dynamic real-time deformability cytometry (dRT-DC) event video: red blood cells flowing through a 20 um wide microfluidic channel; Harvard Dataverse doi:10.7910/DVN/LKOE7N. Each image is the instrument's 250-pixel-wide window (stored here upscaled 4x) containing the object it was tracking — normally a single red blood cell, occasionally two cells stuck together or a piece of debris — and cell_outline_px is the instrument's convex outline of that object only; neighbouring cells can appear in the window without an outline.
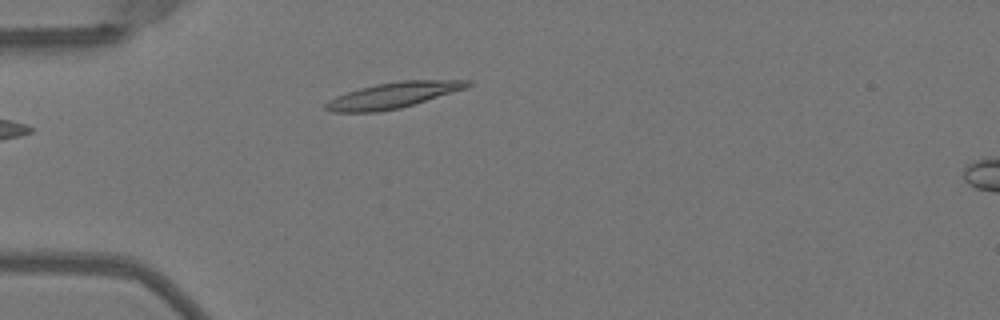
{"species": "Egyptian fruit bat (a non-hibernating species)", "species_latin": "Rousettus aegyptiacus", "temperature_condition": "warm", "stored_images_in_passage": 37, "camera_frame_rate_fps": 3000, "um_per_image_px": 0.085, "animal": {"sex": "female"}, "frame": {"image": 1, "passage_image": 1, "time_ms": 0.0, "image_size_px": [1000, 320], "cell_outline_px": [[472, 84], [468, 88], [400, 108], [376, 112], [332, 112], [324, 108], [324, 104], [328, 100], [336, 96], [360, 88], [376, 84], [400, 80], [472, 80]], "centroid_in_image_um": [33.43, 8.09], "position_along_channel_um": 51.6, "area_um2": 21.33}}
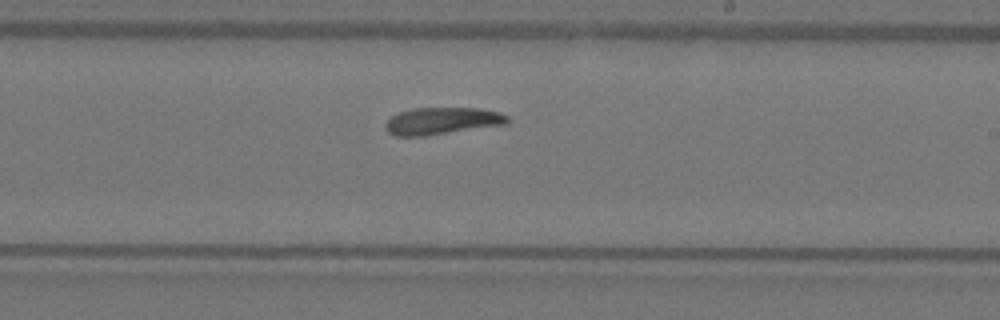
{"frame": {"image": 2, "passage_image": 17, "time_ms": 5.333, "image_size_px": [1000, 320], "cell_outline_px": [[512, 120], [508, 124], [424, 136], [396, 136], [388, 132], [384, 128], [384, 124], [392, 116], [400, 112], [412, 108], [480, 108], [500, 112], [508, 116]], "centroid_in_image_um": [37.61, 10.28], "position_along_channel_um": 251.4, "area_um2": 19.42}}
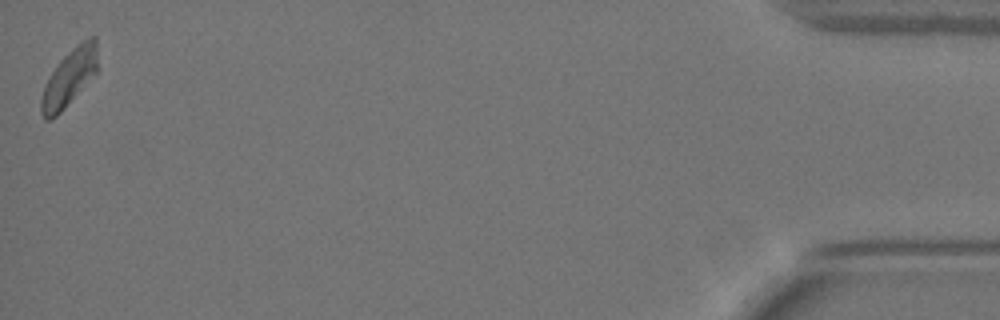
{"frame": {"image": 3, "passage_image": 37, "time_ms": 12.0, "image_size_px": [1000, 320], "cell_outline_px": [[96, 72], [64, 108], [52, 120], [44, 120], [40, 112], [40, 100], [44, 84], [60, 60], [72, 48], [88, 36], [96, 36]], "centroid_in_image_um": [5.84, 6.62], "position_along_channel_um": 429.4, "area_um2": 18.38}, "authors_computed_cell_mechanics": {"area_um2": 19.4208, "velocity_mm_per_s": 4.011, "shape_relaxation_time_tau1_ms": 4.3907, "shape_relaxation_time_tau2_ms": null, "deformation_change_tau1": 0.1462, "deformation_change_tau2": null}}